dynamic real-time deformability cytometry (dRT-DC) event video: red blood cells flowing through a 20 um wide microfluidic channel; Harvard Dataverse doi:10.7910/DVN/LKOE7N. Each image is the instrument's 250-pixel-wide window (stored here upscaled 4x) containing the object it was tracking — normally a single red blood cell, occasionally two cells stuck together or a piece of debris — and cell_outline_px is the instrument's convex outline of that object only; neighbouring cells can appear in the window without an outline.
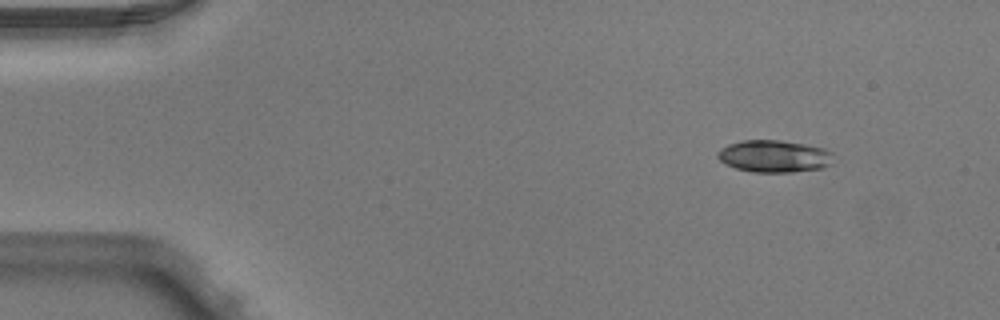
{"species": "Egyptian fruit bat (a non-hibernating species)", "species_latin": "Rousettus aegyptiacus", "temperature_condition": "warm", "stored_images_in_passage": 4, "camera_frame_rate_fps": 3000, "um_per_image_px": 0.085, "animal": {"sex": "male"}, "frame": {"image": 1, "passage_image": 4, "time_ms": 1.0, "image_size_px": [1000, 320], "cell_outline_px": [[832, 164], [820, 168], [792, 172], [752, 172], [736, 168], [724, 164], [716, 156], [716, 152], [720, 148], [728, 144], [744, 140], [780, 140], [804, 144], [824, 148], [832, 152]], "centroid_in_image_um": [65.77, 13.28], "position_along_channel_um": 19.2, "area_um2": 21.79}}